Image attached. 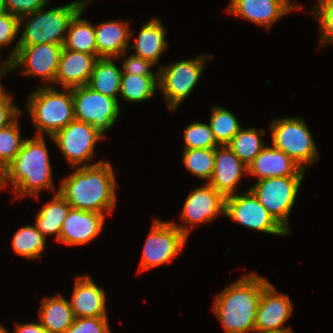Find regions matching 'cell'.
<instances>
[{
	"label": "cell",
	"mask_w": 333,
	"mask_h": 333,
	"mask_svg": "<svg viewBox=\"0 0 333 333\" xmlns=\"http://www.w3.org/2000/svg\"><path fill=\"white\" fill-rule=\"evenodd\" d=\"M212 57V54L208 56L200 54L196 58L169 63L159 68L158 90L164 95L170 111L177 110L178 106L191 94L202 76L206 61Z\"/></svg>",
	"instance_id": "cell-8"
},
{
	"label": "cell",
	"mask_w": 333,
	"mask_h": 333,
	"mask_svg": "<svg viewBox=\"0 0 333 333\" xmlns=\"http://www.w3.org/2000/svg\"><path fill=\"white\" fill-rule=\"evenodd\" d=\"M302 8V5H296L291 0H230L226 10L232 15L270 29L279 18Z\"/></svg>",
	"instance_id": "cell-15"
},
{
	"label": "cell",
	"mask_w": 333,
	"mask_h": 333,
	"mask_svg": "<svg viewBox=\"0 0 333 333\" xmlns=\"http://www.w3.org/2000/svg\"><path fill=\"white\" fill-rule=\"evenodd\" d=\"M75 119L90 124L104 137L117 121L120 102L87 85L72 88Z\"/></svg>",
	"instance_id": "cell-10"
},
{
	"label": "cell",
	"mask_w": 333,
	"mask_h": 333,
	"mask_svg": "<svg viewBox=\"0 0 333 333\" xmlns=\"http://www.w3.org/2000/svg\"><path fill=\"white\" fill-rule=\"evenodd\" d=\"M85 1H73L67 5L49 10H45V7H43L20 17V29L22 24H25L24 30L11 54L2 62L4 71L7 64L17 54L18 45H39L45 43L63 45L70 20L83 7Z\"/></svg>",
	"instance_id": "cell-4"
},
{
	"label": "cell",
	"mask_w": 333,
	"mask_h": 333,
	"mask_svg": "<svg viewBox=\"0 0 333 333\" xmlns=\"http://www.w3.org/2000/svg\"><path fill=\"white\" fill-rule=\"evenodd\" d=\"M1 77H5V71H4V64L2 63H0V78ZM2 83H0V85H1Z\"/></svg>",
	"instance_id": "cell-43"
},
{
	"label": "cell",
	"mask_w": 333,
	"mask_h": 333,
	"mask_svg": "<svg viewBox=\"0 0 333 333\" xmlns=\"http://www.w3.org/2000/svg\"><path fill=\"white\" fill-rule=\"evenodd\" d=\"M315 9V10H314ZM312 14L318 20L321 30V44L333 43V0H317Z\"/></svg>",
	"instance_id": "cell-35"
},
{
	"label": "cell",
	"mask_w": 333,
	"mask_h": 333,
	"mask_svg": "<svg viewBox=\"0 0 333 333\" xmlns=\"http://www.w3.org/2000/svg\"><path fill=\"white\" fill-rule=\"evenodd\" d=\"M167 30L161 20L152 18L141 27L134 45L129 46L128 52L134 50L138 57L151 61L153 64L159 62L164 51L169 46L166 40Z\"/></svg>",
	"instance_id": "cell-23"
},
{
	"label": "cell",
	"mask_w": 333,
	"mask_h": 333,
	"mask_svg": "<svg viewBox=\"0 0 333 333\" xmlns=\"http://www.w3.org/2000/svg\"><path fill=\"white\" fill-rule=\"evenodd\" d=\"M93 0H86L83 7L73 16L68 25L63 48L93 54L97 57L95 25L81 18L84 10Z\"/></svg>",
	"instance_id": "cell-25"
},
{
	"label": "cell",
	"mask_w": 333,
	"mask_h": 333,
	"mask_svg": "<svg viewBox=\"0 0 333 333\" xmlns=\"http://www.w3.org/2000/svg\"><path fill=\"white\" fill-rule=\"evenodd\" d=\"M214 171L208 184L224 197L236 194L238 183L248 174V167L228 145L214 148Z\"/></svg>",
	"instance_id": "cell-18"
},
{
	"label": "cell",
	"mask_w": 333,
	"mask_h": 333,
	"mask_svg": "<svg viewBox=\"0 0 333 333\" xmlns=\"http://www.w3.org/2000/svg\"><path fill=\"white\" fill-rule=\"evenodd\" d=\"M104 290L89 275L75 279L70 305L75 318L107 317Z\"/></svg>",
	"instance_id": "cell-21"
},
{
	"label": "cell",
	"mask_w": 333,
	"mask_h": 333,
	"mask_svg": "<svg viewBox=\"0 0 333 333\" xmlns=\"http://www.w3.org/2000/svg\"><path fill=\"white\" fill-rule=\"evenodd\" d=\"M74 169L61 181L57 193L72 208L111 215L117 202L112 164L100 160Z\"/></svg>",
	"instance_id": "cell-1"
},
{
	"label": "cell",
	"mask_w": 333,
	"mask_h": 333,
	"mask_svg": "<svg viewBox=\"0 0 333 333\" xmlns=\"http://www.w3.org/2000/svg\"><path fill=\"white\" fill-rule=\"evenodd\" d=\"M277 292L269 281L263 286L256 311L255 333H275L291 329L282 326L292 316L293 305L289 296Z\"/></svg>",
	"instance_id": "cell-14"
},
{
	"label": "cell",
	"mask_w": 333,
	"mask_h": 333,
	"mask_svg": "<svg viewBox=\"0 0 333 333\" xmlns=\"http://www.w3.org/2000/svg\"><path fill=\"white\" fill-rule=\"evenodd\" d=\"M11 245L16 255L36 259L46 248V237L35 226L28 225L14 233Z\"/></svg>",
	"instance_id": "cell-30"
},
{
	"label": "cell",
	"mask_w": 333,
	"mask_h": 333,
	"mask_svg": "<svg viewBox=\"0 0 333 333\" xmlns=\"http://www.w3.org/2000/svg\"><path fill=\"white\" fill-rule=\"evenodd\" d=\"M39 319L47 333H64L74 322L75 316L70 301L58 293L42 299Z\"/></svg>",
	"instance_id": "cell-24"
},
{
	"label": "cell",
	"mask_w": 333,
	"mask_h": 333,
	"mask_svg": "<svg viewBox=\"0 0 333 333\" xmlns=\"http://www.w3.org/2000/svg\"><path fill=\"white\" fill-rule=\"evenodd\" d=\"M5 188L4 185V169L0 166V190Z\"/></svg>",
	"instance_id": "cell-42"
},
{
	"label": "cell",
	"mask_w": 333,
	"mask_h": 333,
	"mask_svg": "<svg viewBox=\"0 0 333 333\" xmlns=\"http://www.w3.org/2000/svg\"><path fill=\"white\" fill-rule=\"evenodd\" d=\"M48 152L44 136L25 138L19 153L4 170V185H12L14 199L26 195L39 199L42 189L55 192Z\"/></svg>",
	"instance_id": "cell-3"
},
{
	"label": "cell",
	"mask_w": 333,
	"mask_h": 333,
	"mask_svg": "<svg viewBox=\"0 0 333 333\" xmlns=\"http://www.w3.org/2000/svg\"><path fill=\"white\" fill-rule=\"evenodd\" d=\"M158 86V75L122 74L120 97L131 102H143L152 99Z\"/></svg>",
	"instance_id": "cell-28"
},
{
	"label": "cell",
	"mask_w": 333,
	"mask_h": 333,
	"mask_svg": "<svg viewBox=\"0 0 333 333\" xmlns=\"http://www.w3.org/2000/svg\"><path fill=\"white\" fill-rule=\"evenodd\" d=\"M50 138L58 146L72 168L94 165L97 142L105 137L90 124L74 119Z\"/></svg>",
	"instance_id": "cell-11"
},
{
	"label": "cell",
	"mask_w": 333,
	"mask_h": 333,
	"mask_svg": "<svg viewBox=\"0 0 333 333\" xmlns=\"http://www.w3.org/2000/svg\"><path fill=\"white\" fill-rule=\"evenodd\" d=\"M14 333H47L40 322L16 323Z\"/></svg>",
	"instance_id": "cell-41"
},
{
	"label": "cell",
	"mask_w": 333,
	"mask_h": 333,
	"mask_svg": "<svg viewBox=\"0 0 333 333\" xmlns=\"http://www.w3.org/2000/svg\"><path fill=\"white\" fill-rule=\"evenodd\" d=\"M243 227L284 236L287 233L269 214L250 189L225 197V214Z\"/></svg>",
	"instance_id": "cell-13"
},
{
	"label": "cell",
	"mask_w": 333,
	"mask_h": 333,
	"mask_svg": "<svg viewBox=\"0 0 333 333\" xmlns=\"http://www.w3.org/2000/svg\"><path fill=\"white\" fill-rule=\"evenodd\" d=\"M20 31V18L0 9V47L13 43Z\"/></svg>",
	"instance_id": "cell-38"
},
{
	"label": "cell",
	"mask_w": 333,
	"mask_h": 333,
	"mask_svg": "<svg viewBox=\"0 0 333 333\" xmlns=\"http://www.w3.org/2000/svg\"><path fill=\"white\" fill-rule=\"evenodd\" d=\"M18 46L17 54L6 66L5 76L7 72L17 70V68H22L23 66L24 69L22 68L20 73L42 78L44 82L42 86L46 87L55 84V76L63 45L45 43Z\"/></svg>",
	"instance_id": "cell-12"
},
{
	"label": "cell",
	"mask_w": 333,
	"mask_h": 333,
	"mask_svg": "<svg viewBox=\"0 0 333 333\" xmlns=\"http://www.w3.org/2000/svg\"><path fill=\"white\" fill-rule=\"evenodd\" d=\"M203 185L188 194L180 214L182 221L191 227L225 214V197L208 183Z\"/></svg>",
	"instance_id": "cell-16"
},
{
	"label": "cell",
	"mask_w": 333,
	"mask_h": 333,
	"mask_svg": "<svg viewBox=\"0 0 333 333\" xmlns=\"http://www.w3.org/2000/svg\"><path fill=\"white\" fill-rule=\"evenodd\" d=\"M268 281L250 272L216 295L213 310L226 333H255L256 311Z\"/></svg>",
	"instance_id": "cell-2"
},
{
	"label": "cell",
	"mask_w": 333,
	"mask_h": 333,
	"mask_svg": "<svg viewBox=\"0 0 333 333\" xmlns=\"http://www.w3.org/2000/svg\"><path fill=\"white\" fill-rule=\"evenodd\" d=\"M247 167L248 174L258 177V180L272 177L304 176L305 174V170L285 152L273 145L264 147Z\"/></svg>",
	"instance_id": "cell-20"
},
{
	"label": "cell",
	"mask_w": 333,
	"mask_h": 333,
	"mask_svg": "<svg viewBox=\"0 0 333 333\" xmlns=\"http://www.w3.org/2000/svg\"><path fill=\"white\" fill-rule=\"evenodd\" d=\"M303 178L304 176L266 178L257 180L249 188L276 222L290 234L289 216Z\"/></svg>",
	"instance_id": "cell-9"
},
{
	"label": "cell",
	"mask_w": 333,
	"mask_h": 333,
	"mask_svg": "<svg viewBox=\"0 0 333 333\" xmlns=\"http://www.w3.org/2000/svg\"><path fill=\"white\" fill-rule=\"evenodd\" d=\"M275 333H294L291 329L283 331V332H275Z\"/></svg>",
	"instance_id": "cell-45"
},
{
	"label": "cell",
	"mask_w": 333,
	"mask_h": 333,
	"mask_svg": "<svg viewBox=\"0 0 333 333\" xmlns=\"http://www.w3.org/2000/svg\"><path fill=\"white\" fill-rule=\"evenodd\" d=\"M113 58H98L87 84L93 91L115 98L118 102L122 69L116 66Z\"/></svg>",
	"instance_id": "cell-26"
},
{
	"label": "cell",
	"mask_w": 333,
	"mask_h": 333,
	"mask_svg": "<svg viewBox=\"0 0 333 333\" xmlns=\"http://www.w3.org/2000/svg\"><path fill=\"white\" fill-rule=\"evenodd\" d=\"M40 86L27 100V110L36 129V136H53L75 119L72 88Z\"/></svg>",
	"instance_id": "cell-5"
},
{
	"label": "cell",
	"mask_w": 333,
	"mask_h": 333,
	"mask_svg": "<svg viewBox=\"0 0 333 333\" xmlns=\"http://www.w3.org/2000/svg\"><path fill=\"white\" fill-rule=\"evenodd\" d=\"M129 22L105 21L95 26L97 58H126L132 37Z\"/></svg>",
	"instance_id": "cell-22"
},
{
	"label": "cell",
	"mask_w": 333,
	"mask_h": 333,
	"mask_svg": "<svg viewBox=\"0 0 333 333\" xmlns=\"http://www.w3.org/2000/svg\"><path fill=\"white\" fill-rule=\"evenodd\" d=\"M71 206L59 194L55 193L52 199L44 204L38 211L35 220V227L47 238L49 235H55L59 240L63 221Z\"/></svg>",
	"instance_id": "cell-27"
},
{
	"label": "cell",
	"mask_w": 333,
	"mask_h": 333,
	"mask_svg": "<svg viewBox=\"0 0 333 333\" xmlns=\"http://www.w3.org/2000/svg\"><path fill=\"white\" fill-rule=\"evenodd\" d=\"M104 222V214L71 207L63 221L58 242L70 246L87 244L102 232Z\"/></svg>",
	"instance_id": "cell-17"
},
{
	"label": "cell",
	"mask_w": 333,
	"mask_h": 333,
	"mask_svg": "<svg viewBox=\"0 0 333 333\" xmlns=\"http://www.w3.org/2000/svg\"><path fill=\"white\" fill-rule=\"evenodd\" d=\"M209 125L219 146L228 145L242 128L231 111L217 105L212 107Z\"/></svg>",
	"instance_id": "cell-31"
},
{
	"label": "cell",
	"mask_w": 333,
	"mask_h": 333,
	"mask_svg": "<svg viewBox=\"0 0 333 333\" xmlns=\"http://www.w3.org/2000/svg\"><path fill=\"white\" fill-rule=\"evenodd\" d=\"M0 333H9L8 330L0 323Z\"/></svg>",
	"instance_id": "cell-44"
},
{
	"label": "cell",
	"mask_w": 333,
	"mask_h": 333,
	"mask_svg": "<svg viewBox=\"0 0 333 333\" xmlns=\"http://www.w3.org/2000/svg\"><path fill=\"white\" fill-rule=\"evenodd\" d=\"M64 333H112L107 317L75 318Z\"/></svg>",
	"instance_id": "cell-36"
},
{
	"label": "cell",
	"mask_w": 333,
	"mask_h": 333,
	"mask_svg": "<svg viewBox=\"0 0 333 333\" xmlns=\"http://www.w3.org/2000/svg\"><path fill=\"white\" fill-rule=\"evenodd\" d=\"M97 59L93 54L63 48L59 58L55 84L62 88L87 85Z\"/></svg>",
	"instance_id": "cell-19"
},
{
	"label": "cell",
	"mask_w": 333,
	"mask_h": 333,
	"mask_svg": "<svg viewBox=\"0 0 333 333\" xmlns=\"http://www.w3.org/2000/svg\"><path fill=\"white\" fill-rule=\"evenodd\" d=\"M22 111L13 104L9 92L0 85V130L13 123Z\"/></svg>",
	"instance_id": "cell-39"
},
{
	"label": "cell",
	"mask_w": 333,
	"mask_h": 333,
	"mask_svg": "<svg viewBox=\"0 0 333 333\" xmlns=\"http://www.w3.org/2000/svg\"><path fill=\"white\" fill-rule=\"evenodd\" d=\"M51 0H0V9L22 17L36 10L49 6Z\"/></svg>",
	"instance_id": "cell-37"
},
{
	"label": "cell",
	"mask_w": 333,
	"mask_h": 333,
	"mask_svg": "<svg viewBox=\"0 0 333 333\" xmlns=\"http://www.w3.org/2000/svg\"><path fill=\"white\" fill-rule=\"evenodd\" d=\"M301 117L271 121L272 145L285 152L303 170L317 162L319 153L312 134Z\"/></svg>",
	"instance_id": "cell-7"
},
{
	"label": "cell",
	"mask_w": 333,
	"mask_h": 333,
	"mask_svg": "<svg viewBox=\"0 0 333 333\" xmlns=\"http://www.w3.org/2000/svg\"><path fill=\"white\" fill-rule=\"evenodd\" d=\"M154 65L151 61L132 54L123 60L121 69L122 74L158 75V71L155 74L151 71Z\"/></svg>",
	"instance_id": "cell-40"
},
{
	"label": "cell",
	"mask_w": 333,
	"mask_h": 333,
	"mask_svg": "<svg viewBox=\"0 0 333 333\" xmlns=\"http://www.w3.org/2000/svg\"><path fill=\"white\" fill-rule=\"evenodd\" d=\"M214 162V148L183 150V164L188 172L202 180H206L207 183L212 177Z\"/></svg>",
	"instance_id": "cell-32"
},
{
	"label": "cell",
	"mask_w": 333,
	"mask_h": 333,
	"mask_svg": "<svg viewBox=\"0 0 333 333\" xmlns=\"http://www.w3.org/2000/svg\"><path fill=\"white\" fill-rule=\"evenodd\" d=\"M264 134L263 128L259 130L255 127L247 129L242 127L228 146L248 166L265 147L264 142L260 138V135L265 136Z\"/></svg>",
	"instance_id": "cell-29"
},
{
	"label": "cell",
	"mask_w": 333,
	"mask_h": 333,
	"mask_svg": "<svg viewBox=\"0 0 333 333\" xmlns=\"http://www.w3.org/2000/svg\"><path fill=\"white\" fill-rule=\"evenodd\" d=\"M18 118L0 130V166L5 168L19 153L25 139L21 138Z\"/></svg>",
	"instance_id": "cell-33"
},
{
	"label": "cell",
	"mask_w": 333,
	"mask_h": 333,
	"mask_svg": "<svg viewBox=\"0 0 333 333\" xmlns=\"http://www.w3.org/2000/svg\"><path fill=\"white\" fill-rule=\"evenodd\" d=\"M191 227L154 219L145 241L138 272L171 263L183 249Z\"/></svg>",
	"instance_id": "cell-6"
},
{
	"label": "cell",
	"mask_w": 333,
	"mask_h": 333,
	"mask_svg": "<svg viewBox=\"0 0 333 333\" xmlns=\"http://www.w3.org/2000/svg\"><path fill=\"white\" fill-rule=\"evenodd\" d=\"M184 149H210L216 148L217 144L210 125L202 122H192L183 134Z\"/></svg>",
	"instance_id": "cell-34"
}]
</instances>
